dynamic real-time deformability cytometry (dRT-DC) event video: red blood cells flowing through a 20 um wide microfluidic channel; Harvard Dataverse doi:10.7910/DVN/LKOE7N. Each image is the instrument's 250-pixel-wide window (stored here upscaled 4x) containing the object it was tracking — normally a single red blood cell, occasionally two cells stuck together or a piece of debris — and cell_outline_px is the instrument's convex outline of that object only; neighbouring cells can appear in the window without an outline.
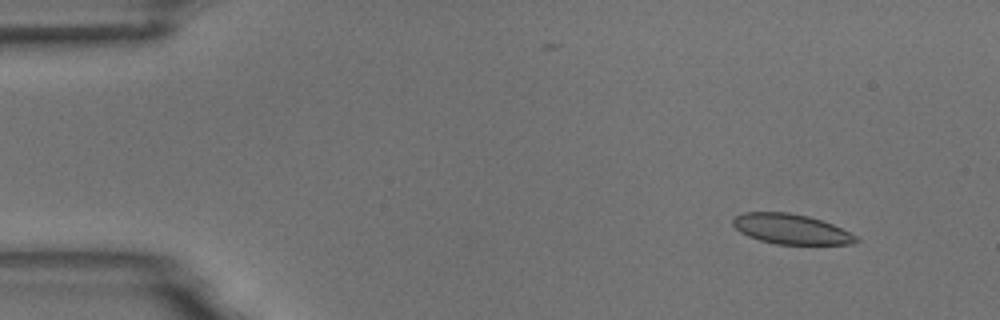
{"species": "common noctule bat (a hibernating species)", "species_latin": "Nyctalus noctula", "temperature_condition": "room temperature", "stored_images_in_passage": 4, "camera_frame_rate_fps": 3000, "um_per_image_px": 0.085, "animal": {"sex": "male", "body_mass_g": 18.8}, "frame": {"image": 1, "passage_image": 1, "time_ms": 0.0, "image_size_px": [1000, 320], "cell_outline_px": [[860, 240], [852, 244], [776, 244], [760, 240], [748, 236], [740, 232], [732, 224], [732, 220], [736, 216], [744, 212], [788, 212], [808, 216], [832, 224], [856, 236]], "centroid_in_image_um": [67.21, 19.47], "position_along_channel_um": 17.8, "area_um2": 21.39}}
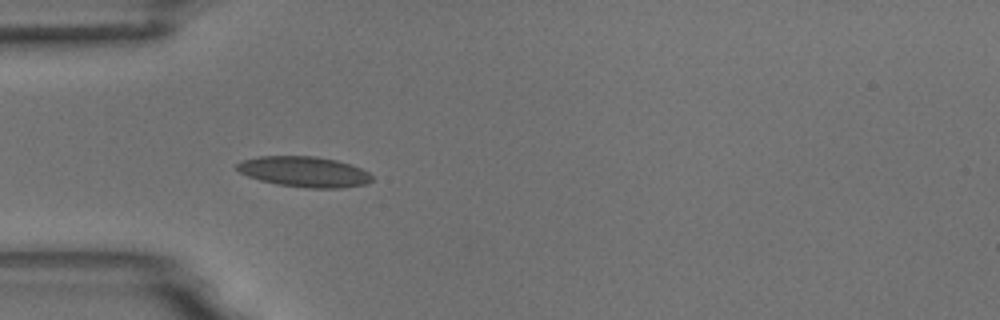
{"frame": {"image": 2, "passage_image": 4, "time_ms": 3.667, "image_size_px": [1000, 320], "cell_outline_px": [[372, 180], [368, 184], [344, 188], [304, 188], [276, 184], [260, 180], [248, 176], [240, 172], [236, 168], [236, 164], [240, 160], [256, 156], [316, 156], [336, 160], [360, 168], [368, 172], [372, 176]], "centroid_in_image_um": [25.84, 14.6], "position_along_channel_um": 59.2, "area_um2": 24.22}}